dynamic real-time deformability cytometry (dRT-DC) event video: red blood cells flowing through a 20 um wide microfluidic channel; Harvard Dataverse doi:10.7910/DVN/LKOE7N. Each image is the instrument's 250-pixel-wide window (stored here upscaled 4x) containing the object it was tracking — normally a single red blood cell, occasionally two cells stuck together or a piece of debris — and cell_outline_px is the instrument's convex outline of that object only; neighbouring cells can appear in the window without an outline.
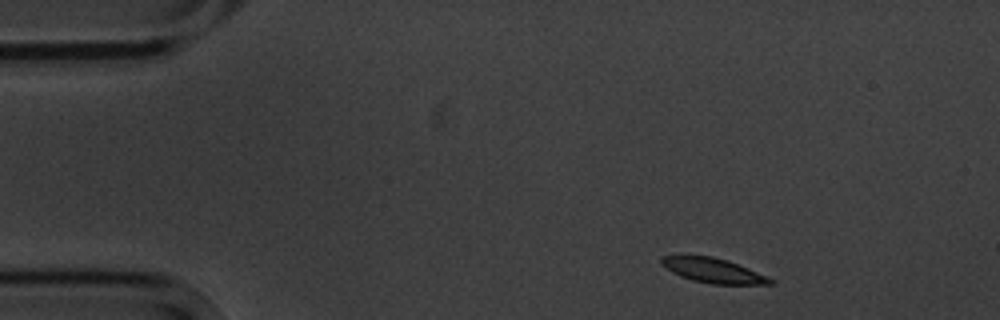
{"species": "common noctule bat (a hibernating species)", "species_latin": "Nyctalus noctula", "temperature_condition": "cold", "stored_images_in_passage": 3, "camera_frame_rate_fps": 3000, "um_per_image_px": 0.085, "animal": {"sex": "male", "body_mass_g": 20.1, "forearm_length_mm": 53.5}, "frame": {"image": 1, "passage_image": 1, "time_ms": 0.0, "image_size_px": [1000, 320], "cell_outline_px": [[776, 284], [712, 284], [692, 280], [680, 276], [672, 272], [660, 264], [660, 256], [712, 256], [728, 260], [748, 268], [776, 280]], "centroid_in_image_um": [60.64, 23.0], "position_along_channel_um": 24.4, "area_um2": 15.66}}